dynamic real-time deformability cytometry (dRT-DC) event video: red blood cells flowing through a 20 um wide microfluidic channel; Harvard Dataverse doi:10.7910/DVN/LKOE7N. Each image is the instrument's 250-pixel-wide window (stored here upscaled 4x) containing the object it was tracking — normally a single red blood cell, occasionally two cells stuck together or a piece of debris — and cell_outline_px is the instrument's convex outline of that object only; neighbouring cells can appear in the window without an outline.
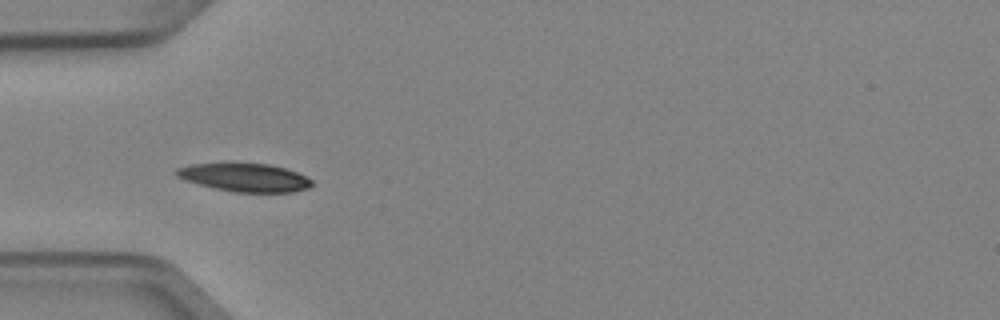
{"species": "Egyptian fruit bat (a non-hibernating species)", "species_latin": "Rousettus aegyptiacus", "temperature_condition": "cold", "stored_images_in_passage": 7, "camera_frame_rate_fps": 3000, "um_per_image_px": 0.085, "animal": {"sex": "female"}, "frame": {"image": 1, "passage_image": 4, "time_ms": 1.0, "image_size_px": [1000, 320], "cell_outline_px": [[312, 184], [308, 188], [292, 192], [236, 192], [216, 188], [184, 180], [176, 176], [172, 172], [176, 168], [192, 164], [224, 160], [232, 160], [268, 164], [284, 168], [296, 172], [312, 180]], "centroid_in_image_um": [20.71, 15.02], "position_along_channel_um": 64.3, "area_um2": 23.12}}
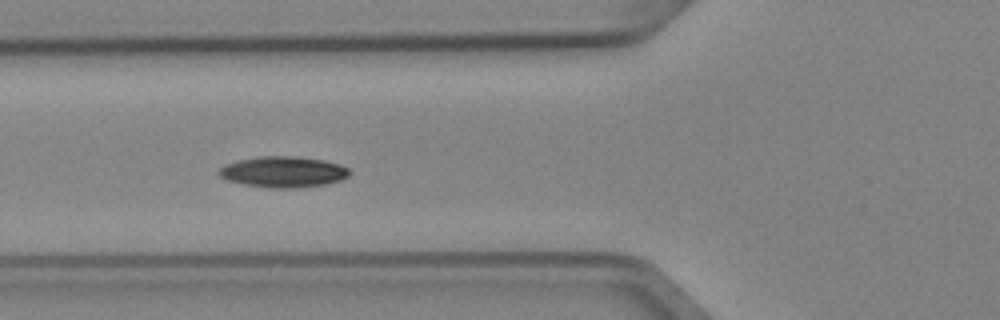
{"frame": {"image": 2, "passage_image": 5, "time_ms": 1.333, "image_size_px": [1000, 320], "cell_outline_px": [[352, 172], [348, 176], [340, 180], [324, 184], [292, 188], [272, 188], [244, 184], [228, 180], [220, 176], [216, 172], [224, 164], [240, 160], [260, 156], [292, 156], [324, 160], [340, 164], [348, 168]], "centroid_in_image_um": [24.07, 14.6], "position_along_channel_um": 101.7, "area_um2": 23.41}}
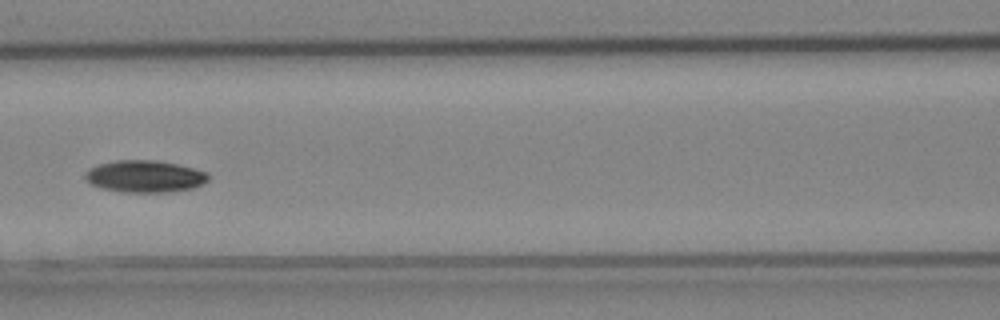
{"frame": {"image": 3, "passage_image": 6, "time_ms": 1.667, "image_size_px": [1000, 320], "cell_outline_px": [[208, 180], [204, 184], [192, 188], [168, 192], [124, 192], [100, 188], [84, 180], [84, 172], [100, 164], [116, 160], [156, 160], [176, 164], [208, 172]], "centroid_in_image_um": [12.3, 14.99], "position_along_channel_um": 154.3, "area_um2": 22.95}}